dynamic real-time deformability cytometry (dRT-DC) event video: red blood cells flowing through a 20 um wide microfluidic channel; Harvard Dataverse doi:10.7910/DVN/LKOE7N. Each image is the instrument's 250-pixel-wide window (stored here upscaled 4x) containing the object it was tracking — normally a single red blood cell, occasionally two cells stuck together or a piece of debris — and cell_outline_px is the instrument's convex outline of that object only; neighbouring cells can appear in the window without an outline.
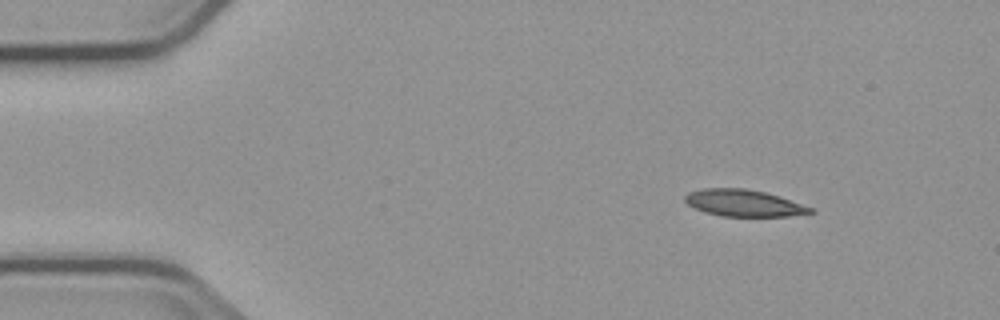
{"species": "common noctule bat (a hibernating species)", "species_latin": "Nyctalus noctula", "temperature_condition": "cold", "stored_images_in_passage": 4, "segment_of_instrument_passage": [2, 2], "camera_frame_rate_fps": 3000, "um_per_image_px": 0.085, "animal": {"sex": "male", "body_mass_g": 23.1, "forearm_length_mm": 52.7}, "frame": {"image": 1, "passage_image": 4, "time_ms": 5.0, "image_size_px": [1000, 320], "cell_outline_px": [[816, 212], [788, 216], [720, 216], [704, 212], [688, 204], [684, 200], [684, 196], [688, 192], [704, 188], [744, 188], [764, 192], [780, 196], [812, 208]], "centroid_in_image_um": [63.19, 17.25], "position_along_channel_um": 21.8, "area_um2": 19.48}}